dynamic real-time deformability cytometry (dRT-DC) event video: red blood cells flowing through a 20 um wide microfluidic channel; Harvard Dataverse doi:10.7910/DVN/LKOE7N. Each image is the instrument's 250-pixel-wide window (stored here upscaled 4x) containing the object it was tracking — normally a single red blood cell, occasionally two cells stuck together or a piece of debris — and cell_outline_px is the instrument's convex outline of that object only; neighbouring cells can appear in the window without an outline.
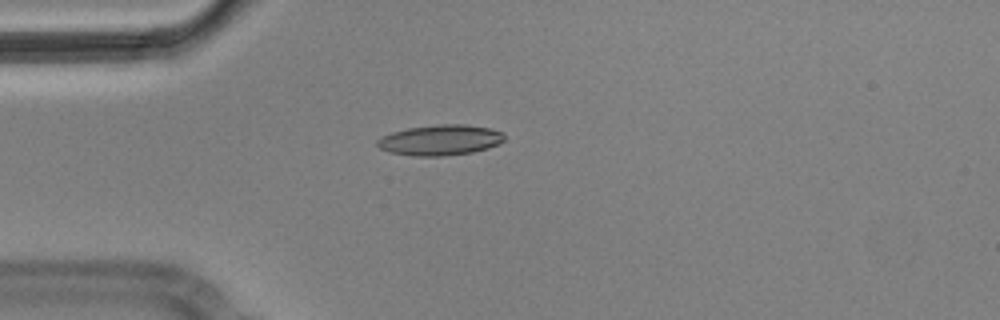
{"species": "Egyptian fruit bat (a non-hibernating species)", "species_latin": "Rousettus aegyptiacus", "temperature_condition": "cold", "stored_images_in_passage": 8, "camera_frame_rate_fps": 3000, "um_per_image_px": 0.085, "animal": {"sex": "male"}, "frame": {"image": 1, "passage_image": 2, "time_ms": 0.333, "image_size_px": [1000, 320], "cell_outline_px": [[504, 140], [500, 144], [488, 148], [472, 152], [444, 156], [412, 156], [392, 152], [380, 148], [376, 144], [376, 140], [392, 132], [408, 128], [440, 124], [464, 124], [488, 128], [504, 132]], "centroid_in_image_um": [37.45, 11.9], "position_along_channel_um": 47.6, "area_um2": 22.54}}
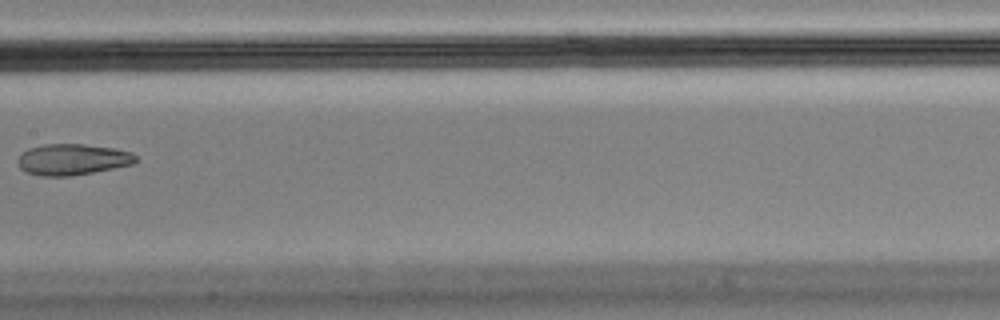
{"frame": {"image": 2, "passage_image": 6, "time_ms": 1.667, "image_size_px": [1000, 320], "cell_outline_px": [[136, 160], [132, 164], [92, 172], [68, 176], [40, 176], [28, 172], [20, 168], [16, 160], [28, 148], [44, 144], [84, 144], [116, 148], [132, 152], [136, 156]], "centroid_in_image_um": [6.15, 13.54], "position_along_channel_um": 201.3, "area_um2": 21.27}}
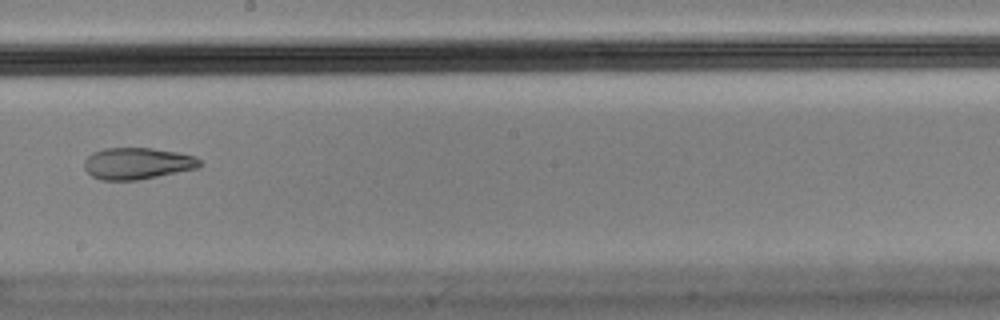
{"frame": {"image": 3, "passage_image": 7, "time_ms": 2.0, "image_size_px": [1000, 320], "cell_outline_px": [[200, 164], [196, 168], [136, 180], [104, 180], [92, 176], [84, 168], [84, 160], [92, 152], [104, 148], [152, 148], [176, 152], [196, 156], [200, 160]], "centroid_in_image_um": [11.63, 13.88], "position_along_channel_um": 236.6, "area_um2": 21.04}}